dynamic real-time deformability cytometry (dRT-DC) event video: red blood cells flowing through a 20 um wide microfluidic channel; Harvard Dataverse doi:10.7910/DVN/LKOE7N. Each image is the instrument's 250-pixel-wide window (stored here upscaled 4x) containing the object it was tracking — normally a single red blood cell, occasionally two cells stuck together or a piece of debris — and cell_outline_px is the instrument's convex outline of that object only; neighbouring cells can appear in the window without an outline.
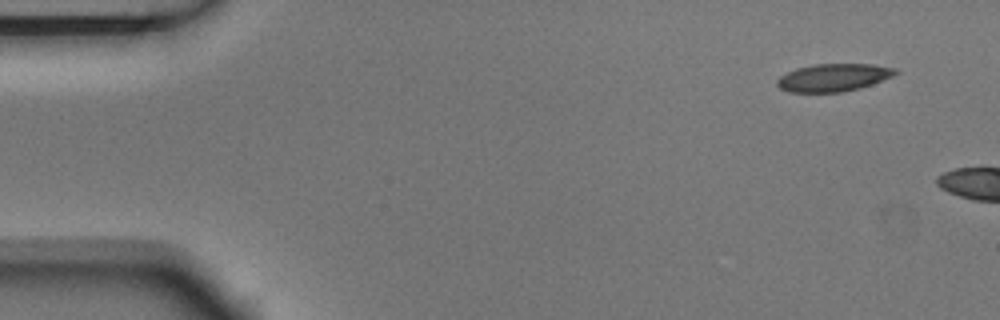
{"species": "Egyptian fruit bat (a non-hibernating species)", "species_latin": "Rousettus aegyptiacus", "temperature_condition": "room temperature", "stored_images_in_passage": 3, "camera_frame_rate_fps": 3000, "um_per_image_px": 0.085, "animal": {"sex": "male"}, "frame": {"image": 1, "passage_image": 1, "time_ms": 0.0, "image_size_px": [1000, 320], "cell_outline_px": [[900, 72], [892, 76], [872, 84], [860, 88], [840, 92], [788, 92], [780, 88], [776, 84], [776, 80], [780, 76], [796, 68], [812, 64], [872, 64], [896, 68]], "centroid_in_image_um": [70.84, 6.58], "position_along_channel_um": 14.2, "area_um2": 19.13}}